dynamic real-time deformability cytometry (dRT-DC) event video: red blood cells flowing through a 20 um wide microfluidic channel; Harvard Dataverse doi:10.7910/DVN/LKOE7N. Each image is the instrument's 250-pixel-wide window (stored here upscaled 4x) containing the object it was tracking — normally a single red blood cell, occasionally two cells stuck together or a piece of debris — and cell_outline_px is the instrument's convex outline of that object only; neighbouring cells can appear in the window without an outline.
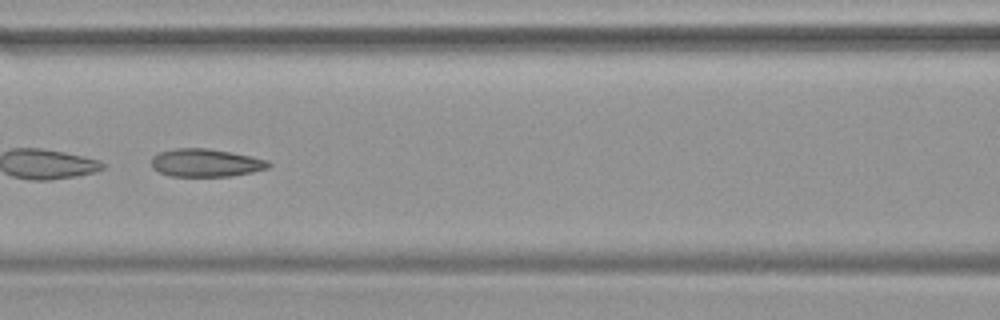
{"species": "common noctule bat (a hibernating species)", "species_latin": "Nyctalus noctula", "temperature_condition": "warm", "stored_images_in_passage": 36, "camera_frame_rate_fps": 3000, "um_per_image_px": 0.085, "animal": {"sex": "female", "body_mass_g": 19.9}, "frame": {"image": 1, "passage_image": 11, "time_ms": 3.333, "image_size_px": [1000, 320], "cell_outline_px": [[272, 164], [268, 168], [252, 172], [232, 176], [168, 176], [152, 168], [152, 156], [160, 152], [176, 148], [208, 148], [232, 152], [252, 156], [268, 160]], "centroid_in_image_um": [17.51, 13.83], "position_along_channel_um": 149.1, "area_um2": 19.19}}